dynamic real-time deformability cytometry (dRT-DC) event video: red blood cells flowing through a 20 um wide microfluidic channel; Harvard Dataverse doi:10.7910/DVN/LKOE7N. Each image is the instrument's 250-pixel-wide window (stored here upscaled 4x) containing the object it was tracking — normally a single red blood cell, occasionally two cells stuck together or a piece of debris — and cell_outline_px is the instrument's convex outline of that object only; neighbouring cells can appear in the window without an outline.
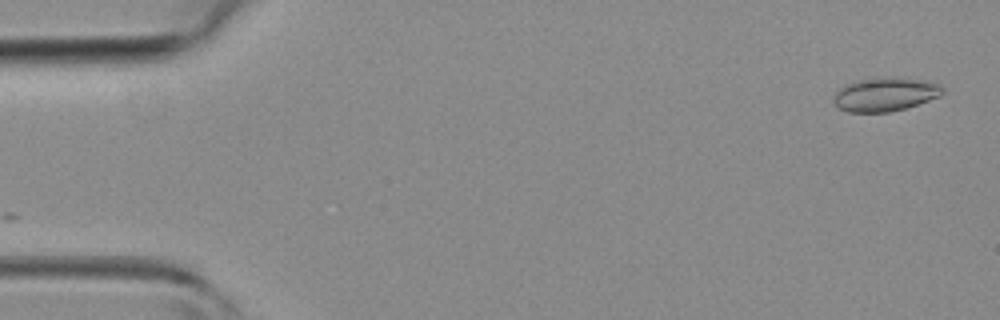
{"species": "common noctule bat (a hibernating species)", "species_latin": "Nyctalus noctula", "temperature_condition": "room temperature", "stored_images_in_passage": 44, "segment_of_instrument_passage": [1, 2], "camera_frame_rate_fps": 3000, "um_per_image_px": 0.085, "animal": {"sex": "female", "body_mass_g": 19.3, "forearm_length_mm": 54.1}, "frame": {"image": 1, "passage_image": 1, "time_ms": 0.0, "image_size_px": [1000, 320], "cell_outline_px": [[944, 92], [940, 96], [904, 108], [888, 112], [848, 112], [832, 104], [832, 100], [836, 92], [840, 88], [848, 84], [860, 80], [892, 76], [908, 76], [928, 80], [940, 84], [944, 88]], "centroid_in_image_um": [75.28, 7.99], "position_along_channel_um": 9.7, "area_um2": 21.68}}
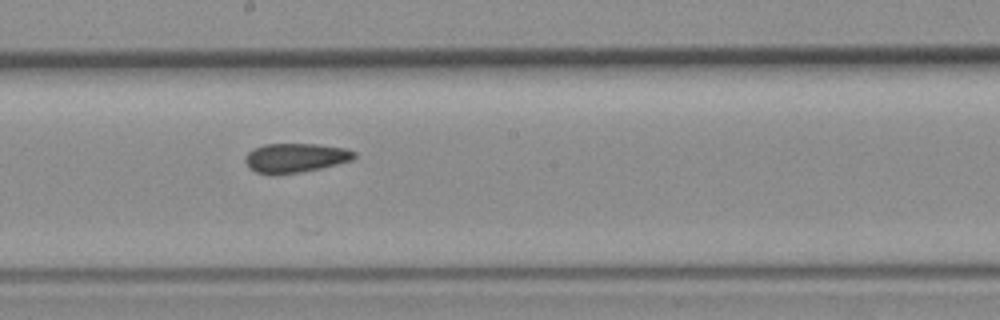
{"frame": {"image": 2, "passage_image": 23, "time_ms": 7.333, "image_size_px": [1000, 320], "cell_outline_px": [[356, 156], [352, 160], [320, 168], [300, 172], [256, 172], [248, 168], [244, 160], [244, 156], [252, 148], [264, 144], [316, 144], [348, 148], [356, 152]], "centroid_in_image_um": [25.12, 13.38], "position_along_channel_um": 223.1, "area_um2": 18.32}}
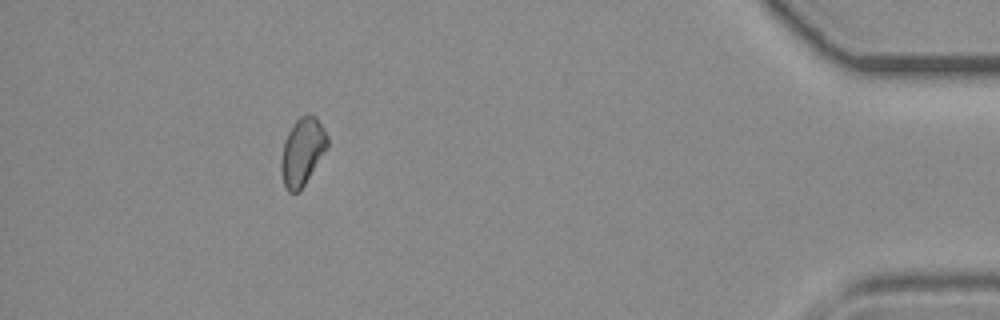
{"frame": {"image": 3, "passage_image": 39, "time_ms": 12.667, "image_size_px": [1000, 320], "cell_outline_px": [[328, 148], [300, 192], [288, 192], [284, 184], [280, 172], [280, 160], [284, 140], [288, 132], [296, 120], [304, 112], [312, 112], [316, 116], [324, 128], [328, 136]], "centroid_in_image_um": [25.71, 12.86], "position_along_channel_um": 409.5, "area_um2": 18.73}}